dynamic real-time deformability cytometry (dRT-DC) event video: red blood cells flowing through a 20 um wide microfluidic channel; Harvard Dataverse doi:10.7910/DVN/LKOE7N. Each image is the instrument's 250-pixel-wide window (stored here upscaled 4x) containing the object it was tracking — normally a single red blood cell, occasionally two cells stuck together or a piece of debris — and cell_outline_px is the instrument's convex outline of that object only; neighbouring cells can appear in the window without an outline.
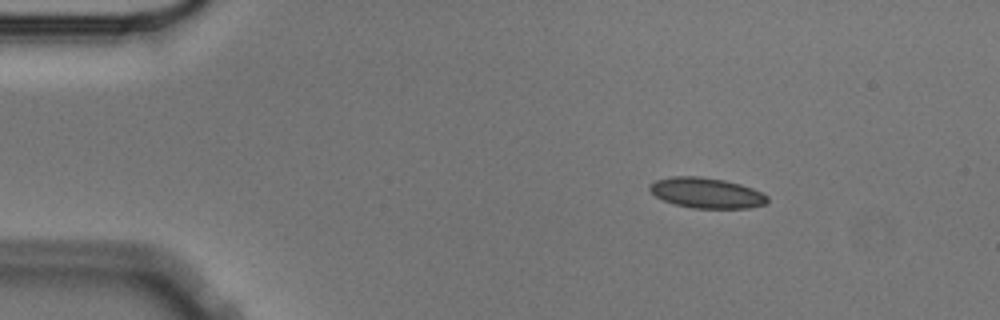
{"species": "Egyptian fruit bat (a non-hibernating species)", "species_latin": "Rousettus aegyptiacus", "temperature_condition": "cold", "stored_images_in_passage": 49, "camera_frame_rate_fps": 3000, "um_per_image_px": 0.085, "animal": {"sex": "male"}, "frame": {"image": 1, "passage_image": 1, "time_ms": 0.0, "image_size_px": [1000, 320], "cell_outline_px": [[768, 200], [764, 204], [748, 208], [692, 208], [676, 204], [664, 200], [656, 196], [648, 188], [648, 184], [656, 180], [672, 176], [700, 176], [724, 180], [740, 184], [752, 188], [768, 196]], "centroid_in_image_um": [60.03, 16.39], "position_along_channel_um": 25.0, "area_um2": 20.75}}
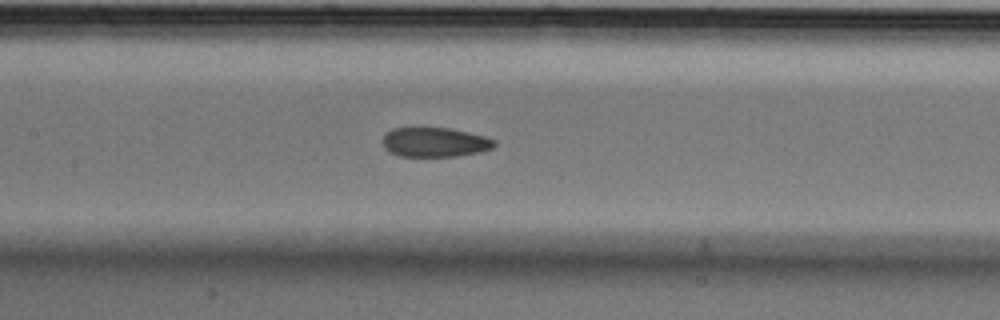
{"frame": {"image": 2, "passage_image": 19, "time_ms": 6.0, "image_size_px": [1000, 320], "cell_outline_px": [[496, 144], [492, 148], [480, 152], [456, 156], [400, 156], [388, 152], [384, 148], [380, 140], [384, 132], [392, 128], [416, 124], [420, 124], [452, 128], [484, 136], [496, 140]], "centroid_in_image_um": [36.85, 12.02], "position_along_channel_um": 170.6, "area_um2": 20.4}}
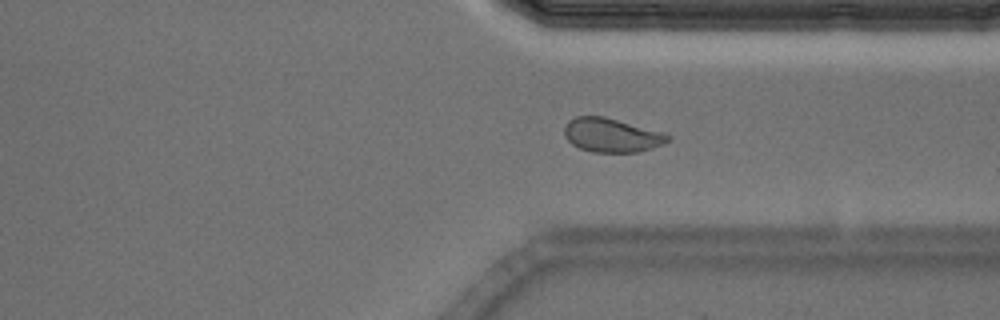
{"frame": {"image": 3, "passage_image": 35, "time_ms": 11.333, "image_size_px": [1000, 320], "cell_outline_px": [[672, 140], [664, 144], [652, 148], [636, 152], [592, 152], [580, 148], [572, 144], [564, 136], [564, 124], [568, 120], [576, 116], [604, 116], [664, 132], [672, 136]], "centroid_in_image_um": [52.0, 11.48], "position_along_channel_um": 359.4, "area_um2": 20.75}, "authors_computed_cell_mechanics": {"area_um2": 20.6924, "velocity_mm_per_s": 3.5527, "shape_relaxation_time_tau1_ms": 7.4146, "shape_relaxation_time_tau2_ms": 2.2659, "deformation_change_tau1": 0.1273, "deformation_change_tau2": 0.0613}}